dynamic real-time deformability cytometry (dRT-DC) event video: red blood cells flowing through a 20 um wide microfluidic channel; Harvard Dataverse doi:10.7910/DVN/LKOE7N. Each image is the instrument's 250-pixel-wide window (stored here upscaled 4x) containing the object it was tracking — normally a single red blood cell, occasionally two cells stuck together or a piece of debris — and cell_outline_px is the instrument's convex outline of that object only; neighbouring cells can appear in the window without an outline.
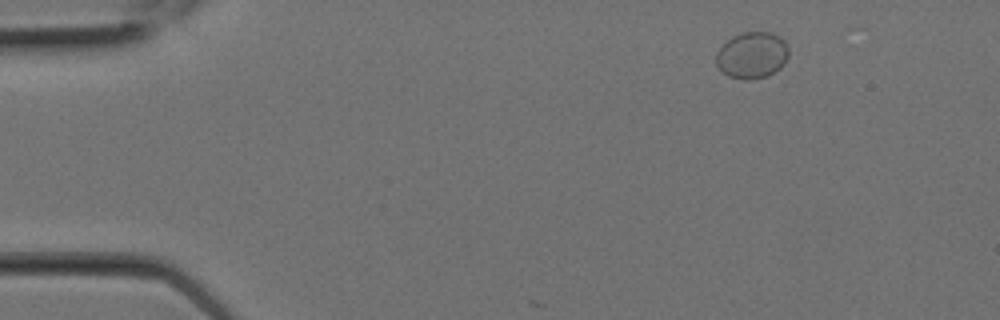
{"species": "Egyptian fruit bat (a non-hibernating species)", "species_latin": "Rousettus aegyptiacus", "temperature_condition": "room temperature", "stored_images_in_passage": 2, "camera_frame_rate_fps": 3000, "um_per_image_px": 0.085, "animal": {"sex": "female"}, "frame": {"image": 1, "passage_image": 1, "time_ms": 0.0, "image_size_px": [1000, 320], "cell_outline_px": [[788, 56], [784, 64], [780, 68], [768, 76], [752, 80], [744, 80], [728, 76], [716, 64], [716, 52], [732, 36], [744, 32], [772, 32], [780, 36], [788, 44]], "centroid_in_image_um": [63.95, 4.69], "position_along_channel_um": 21.0, "area_um2": 19.83}}